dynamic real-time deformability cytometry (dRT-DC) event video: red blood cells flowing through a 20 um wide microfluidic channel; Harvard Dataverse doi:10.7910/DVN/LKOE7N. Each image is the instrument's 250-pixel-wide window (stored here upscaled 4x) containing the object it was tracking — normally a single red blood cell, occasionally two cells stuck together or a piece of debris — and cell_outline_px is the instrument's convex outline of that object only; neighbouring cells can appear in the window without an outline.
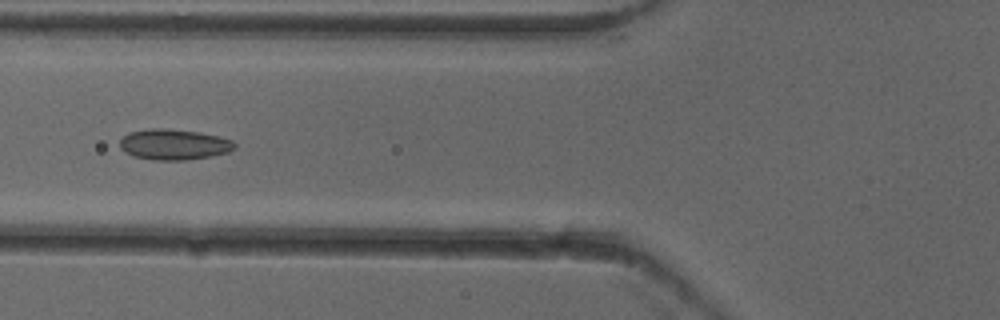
{"species": "common noctule bat (a hibernating species)", "species_latin": "Nyctalus noctula", "temperature_condition": "cold", "stored_images_in_passage": 38, "camera_frame_rate_fps": 3000, "um_per_image_px": 0.085, "animal": {"sex": "female"}, "frame": {"image": 1, "passage_image": 6, "time_ms": 1.667, "image_size_px": [1000, 320], "cell_outline_px": [[236, 148], [228, 152], [208, 156], [184, 160], [152, 160], [132, 156], [124, 152], [120, 148], [120, 140], [128, 132], [152, 128], [164, 128], [200, 132], [232, 140], [236, 144]], "centroid_in_image_um": [14.75, 12.28], "position_along_channel_um": 111.1, "area_um2": 20.52}}
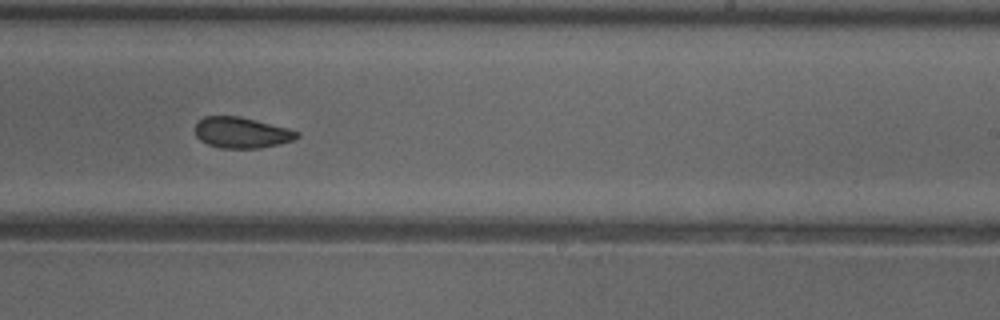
{"frame": {"image": 2, "passage_image": 18, "time_ms": 5.667, "image_size_px": [1000, 320], "cell_outline_px": [[300, 136], [292, 140], [260, 148], [220, 148], [208, 144], [200, 140], [196, 136], [196, 124], [204, 116], [240, 116], [288, 128], [300, 132]], "centroid_in_image_um": [20.53, 11.27], "position_along_channel_um": 268.5, "area_um2": 18.21}}
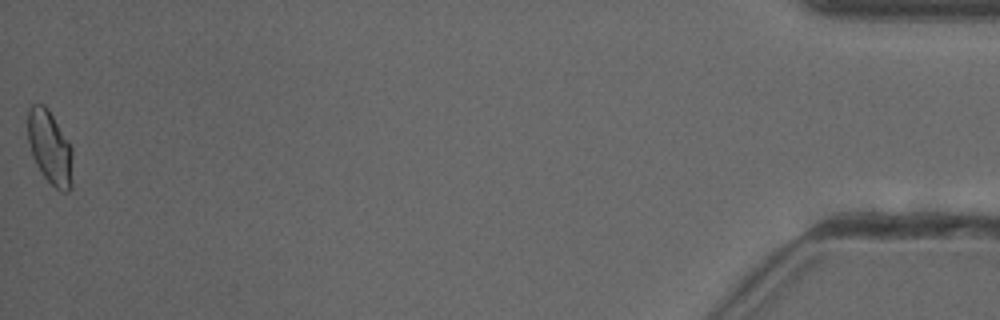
{"frame": {"image": 3, "passage_image": 38, "time_ms": 12.333, "image_size_px": [1000, 320], "cell_outline_px": [[72, 188], [68, 192], [60, 192], [44, 176], [36, 164], [32, 156], [28, 140], [28, 108], [32, 104], [44, 104], [48, 108], [72, 148]], "centroid_in_image_um": [4.25, 12.55], "position_along_channel_um": 431.0, "area_um2": 19.25}, "authors_computed_cell_mechanics": {"area_um2": 18.8428, "velocity_mm_per_s": 3.9334, "shape_relaxation_time_tau1_ms": 6.347, "shape_relaxation_time_tau2_ms": 1.6457, "deformation_change_tau1": 0.0977, "deformation_change_tau2": 0.0546}}